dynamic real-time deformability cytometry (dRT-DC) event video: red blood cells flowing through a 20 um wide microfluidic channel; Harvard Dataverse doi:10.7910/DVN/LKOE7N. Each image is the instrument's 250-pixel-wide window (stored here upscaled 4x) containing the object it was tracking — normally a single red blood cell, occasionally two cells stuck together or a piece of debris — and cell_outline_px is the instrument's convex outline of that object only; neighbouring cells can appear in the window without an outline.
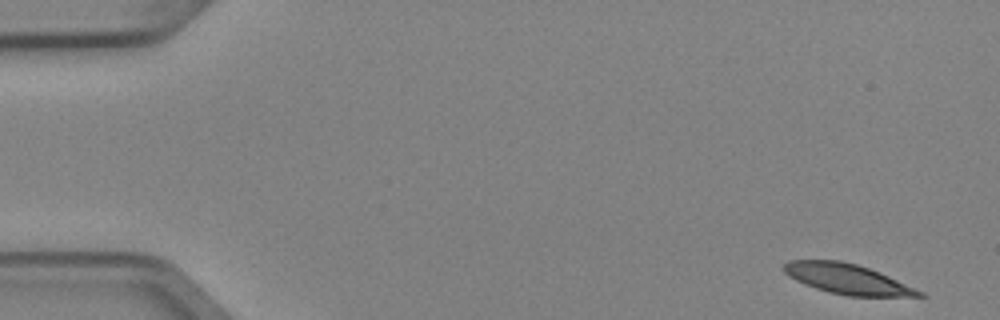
{"species": "Egyptian fruit bat (a non-hibernating species)", "species_latin": "Rousettus aegyptiacus", "temperature_condition": "cold", "stored_images_in_passage": 2, "camera_frame_rate_fps": 3000, "um_per_image_px": 0.085, "animal": {"sex": "female"}, "frame": {"image": 1, "passage_image": 1, "time_ms": 0.0, "image_size_px": [1000, 320], "cell_outline_px": [[928, 296], [848, 296], [828, 292], [816, 288], [796, 280], [788, 276], [784, 272], [784, 264], [788, 260], [840, 260], [856, 264], [880, 272], [924, 292]], "centroid_in_image_um": [72.03, 23.71], "position_along_channel_um": 13.0, "area_um2": 23.58}}